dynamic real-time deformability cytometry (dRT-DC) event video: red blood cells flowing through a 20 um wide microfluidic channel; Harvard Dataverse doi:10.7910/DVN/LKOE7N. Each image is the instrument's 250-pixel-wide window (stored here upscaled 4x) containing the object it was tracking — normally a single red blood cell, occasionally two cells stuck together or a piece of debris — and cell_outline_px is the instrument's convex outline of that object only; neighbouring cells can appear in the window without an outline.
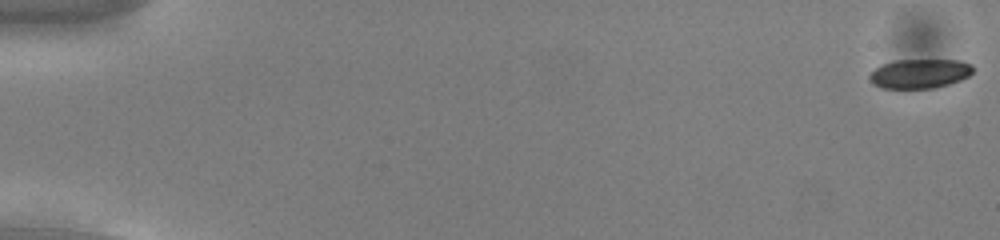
{"species": "common noctule bat (a hibernating species)", "species_latin": "Nyctalus noctula", "temperature_condition": "cold", "stored_images_in_passage": 55, "camera_frame_rate_fps": 3000, "um_per_image_px": 0.085, "animal": {"sex": "male", "body_mass_g": 13.0, "forearm_length_mm": 53.1}, "frame": {"image": 1, "passage_image": 1, "time_ms": 0.0, "image_size_px": [1000, 240], "cell_outline_px": [[972, 72], [968, 76], [960, 80], [936, 88], [880, 88], [872, 84], [868, 80], [868, 76], [880, 64], [892, 60], [960, 60], [972, 64]], "centroid_in_image_um": [78.13, 6.25], "position_along_channel_um": 6.9, "area_um2": 17.86}}
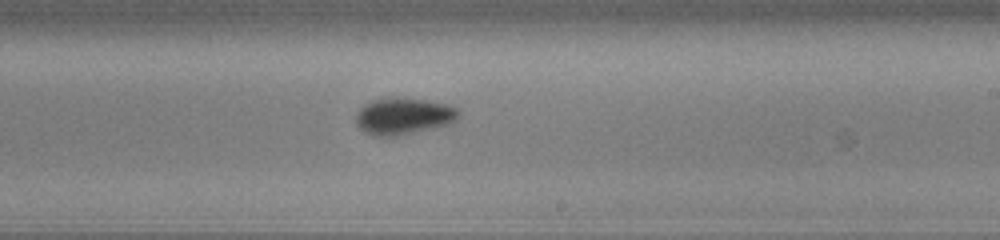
{"frame": {"image": 2, "passage_image": 34, "time_ms": 11.0, "image_size_px": [1000, 240], "cell_outline_px": [[460, 112], [456, 120], [452, 124], [436, 128], [400, 136], [372, 136], [364, 132], [356, 124], [356, 112], [364, 104], [372, 100], [428, 100], [448, 104], [456, 108]], "centroid_in_image_um": [34.32, 9.93], "position_along_channel_um": 254.7, "area_um2": 21.79}}
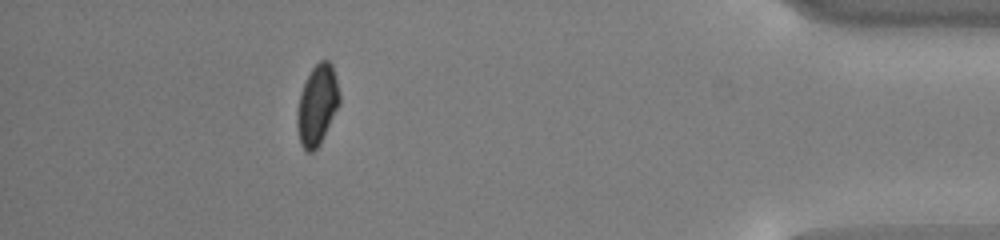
{"frame": {"image": 3, "passage_image": 50, "time_ms": 16.333, "image_size_px": [1000, 240], "cell_outline_px": [[340, 104], [320, 144], [312, 152], [308, 152], [300, 144], [296, 128], [296, 112], [300, 92], [312, 68], [320, 60], [328, 60], [332, 64], [340, 96]], "centroid_in_image_um": [26.95, 8.95], "position_along_channel_um": 408.3, "area_um2": 19.88}, "authors_computed_cell_mechanics": {"area_um2": 20.1722, "velocity_mm_per_s": 3.7883, "shape_relaxation_time_tau1_ms": 2.1621, "shape_relaxation_time_tau2_ms": null, "deformation_change_tau1": 0.0501, "deformation_change_tau2": null}}